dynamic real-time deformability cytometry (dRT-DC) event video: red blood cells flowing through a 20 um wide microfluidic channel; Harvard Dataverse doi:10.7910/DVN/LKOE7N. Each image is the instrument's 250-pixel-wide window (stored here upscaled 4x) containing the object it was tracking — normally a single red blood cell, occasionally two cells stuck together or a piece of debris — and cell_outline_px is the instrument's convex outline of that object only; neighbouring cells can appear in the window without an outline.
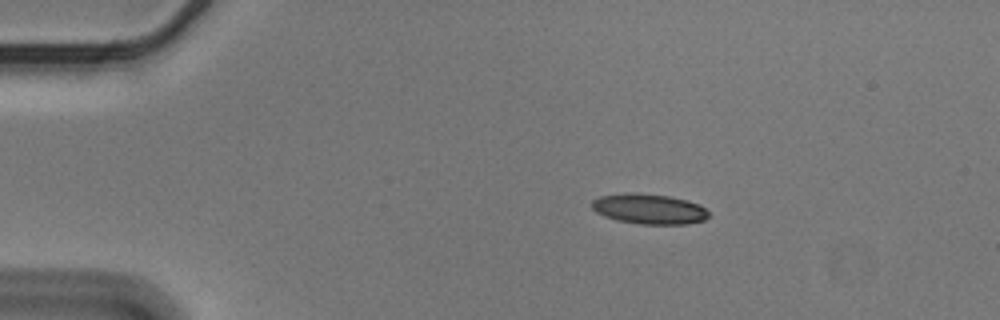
{"species": "Egyptian fruit bat (a non-hibernating species)", "species_latin": "Rousettus aegyptiacus", "temperature_condition": "cold", "stored_images_in_passage": 47, "camera_frame_rate_fps": 3000, "um_per_image_px": 0.085, "animal": {"sex": "male"}, "frame": {"image": 1, "passage_image": 1, "time_ms": 0.0, "image_size_px": [1000, 320], "cell_outline_px": [[708, 216], [704, 220], [688, 224], [640, 224], [616, 220], [604, 216], [596, 212], [592, 208], [592, 200], [600, 196], [668, 196], [688, 200], [700, 204], [708, 212]], "centroid_in_image_um": [55.24, 17.82], "position_along_channel_um": 29.8, "area_um2": 19.59}}
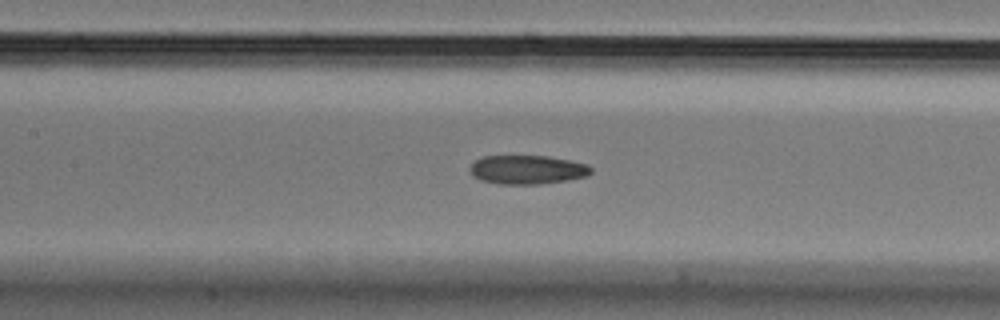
{"frame": {"image": 2, "passage_image": 17, "time_ms": 5.333, "image_size_px": [1000, 320], "cell_outline_px": [[592, 172], [588, 176], [568, 180], [540, 184], [496, 184], [480, 180], [472, 176], [468, 168], [476, 160], [484, 156], [548, 156], [588, 164], [592, 168]], "centroid_in_image_um": [44.81, 14.43], "position_along_channel_um": 162.6, "area_um2": 20.58}}
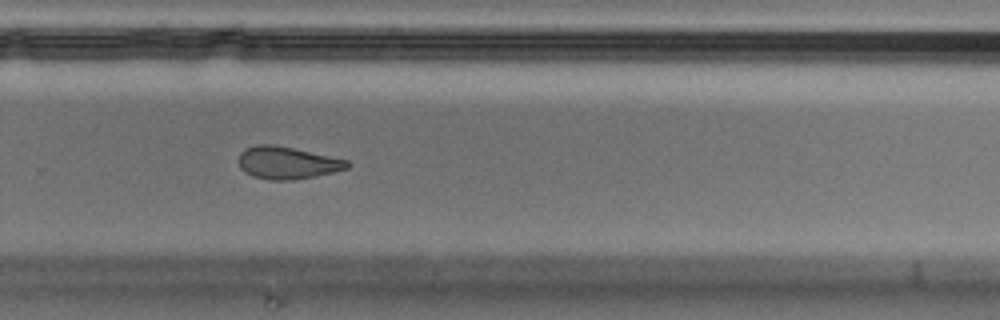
{"frame": {"image": 3, "passage_image": 29, "time_ms": 9.333, "image_size_px": [1000, 320], "cell_outline_px": [[352, 164], [348, 168], [316, 176], [292, 180], [268, 180], [252, 176], [244, 172], [240, 168], [240, 152], [244, 148], [256, 144], [276, 144], [348, 160]], "centroid_in_image_um": [24.41, 13.83], "position_along_channel_um": 305.4, "area_um2": 20.63}, "authors_computed_cell_mechanics": {"area_um2": 21.3282, "velocity_mm_per_s": 3.5823, "shape_relaxation_time_tau1_ms": null, "shape_relaxation_time_tau2_ms": 4.8185, "deformation_change_tau1": null, "deformation_change_tau2": 0.1196}}